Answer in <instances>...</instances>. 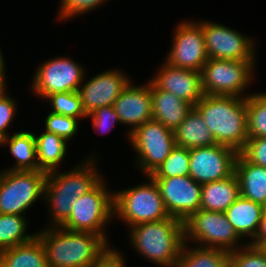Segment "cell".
<instances>
[{"label":"cell","instance_id":"14","mask_svg":"<svg viewBox=\"0 0 266 267\" xmlns=\"http://www.w3.org/2000/svg\"><path fill=\"white\" fill-rule=\"evenodd\" d=\"M237 155L233 148L220 144L189 149V176L201 185L230 177Z\"/></svg>","mask_w":266,"mask_h":267},{"label":"cell","instance_id":"30","mask_svg":"<svg viewBox=\"0 0 266 267\" xmlns=\"http://www.w3.org/2000/svg\"><path fill=\"white\" fill-rule=\"evenodd\" d=\"M44 101L50 103L52 113L70 116L79 121L87 118L78 91L53 93Z\"/></svg>","mask_w":266,"mask_h":267},{"label":"cell","instance_id":"29","mask_svg":"<svg viewBox=\"0 0 266 267\" xmlns=\"http://www.w3.org/2000/svg\"><path fill=\"white\" fill-rule=\"evenodd\" d=\"M246 104L248 137H266V92L254 91L246 97Z\"/></svg>","mask_w":266,"mask_h":267},{"label":"cell","instance_id":"11","mask_svg":"<svg viewBox=\"0 0 266 267\" xmlns=\"http://www.w3.org/2000/svg\"><path fill=\"white\" fill-rule=\"evenodd\" d=\"M82 65L66 55L42 61L35 68L28 91L43 101L53 93L78 91L87 73Z\"/></svg>","mask_w":266,"mask_h":267},{"label":"cell","instance_id":"3","mask_svg":"<svg viewBox=\"0 0 266 267\" xmlns=\"http://www.w3.org/2000/svg\"><path fill=\"white\" fill-rule=\"evenodd\" d=\"M194 108L203 117L216 144L233 148L238 153L248 140L246 98L204 95Z\"/></svg>","mask_w":266,"mask_h":267},{"label":"cell","instance_id":"23","mask_svg":"<svg viewBox=\"0 0 266 267\" xmlns=\"http://www.w3.org/2000/svg\"><path fill=\"white\" fill-rule=\"evenodd\" d=\"M33 132L31 130L15 131L0 142V146H6L11 157L14 158L13 166L10 165L3 170H38Z\"/></svg>","mask_w":266,"mask_h":267},{"label":"cell","instance_id":"20","mask_svg":"<svg viewBox=\"0 0 266 267\" xmlns=\"http://www.w3.org/2000/svg\"><path fill=\"white\" fill-rule=\"evenodd\" d=\"M264 212L265 207L240 196L224 213L237 234L250 243L258 232Z\"/></svg>","mask_w":266,"mask_h":267},{"label":"cell","instance_id":"33","mask_svg":"<svg viewBox=\"0 0 266 267\" xmlns=\"http://www.w3.org/2000/svg\"><path fill=\"white\" fill-rule=\"evenodd\" d=\"M80 122L78 119L55 114L49 111L44 121L46 132L56 134L64 138L69 144L73 137L77 135Z\"/></svg>","mask_w":266,"mask_h":267},{"label":"cell","instance_id":"4","mask_svg":"<svg viewBox=\"0 0 266 267\" xmlns=\"http://www.w3.org/2000/svg\"><path fill=\"white\" fill-rule=\"evenodd\" d=\"M129 244L147 262L173 267L184 244V222L175 217L128 228Z\"/></svg>","mask_w":266,"mask_h":267},{"label":"cell","instance_id":"19","mask_svg":"<svg viewBox=\"0 0 266 267\" xmlns=\"http://www.w3.org/2000/svg\"><path fill=\"white\" fill-rule=\"evenodd\" d=\"M151 96L152 119L159 121L173 131L185 120L193 108L173 93L159 89L152 81Z\"/></svg>","mask_w":266,"mask_h":267},{"label":"cell","instance_id":"16","mask_svg":"<svg viewBox=\"0 0 266 267\" xmlns=\"http://www.w3.org/2000/svg\"><path fill=\"white\" fill-rule=\"evenodd\" d=\"M123 71V72H122ZM119 68H111L86 80L79 87L82 108L86 115L97 108L111 106L132 80V77ZM86 81V82H85Z\"/></svg>","mask_w":266,"mask_h":267},{"label":"cell","instance_id":"34","mask_svg":"<svg viewBox=\"0 0 266 267\" xmlns=\"http://www.w3.org/2000/svg\"><path fill=\"white\" fill-rule=\"evenodd\" d=\"M230 267H266V253L247 243L230 252Z\"/></svg>","mask_w":266,"mask_h":267},{"label":"cell","instance_id":"6","mask_svg":"<svg viewBox=\"0 0 266 267\" xmlns=\"http://www.w3.org/2000/svg\"><path fill=\"white\" fill-rule=\"evenodd\" d=\"M108 183L103 178L91 191L79 197L61 227L71 231L91 232L112 244L106 229L114 220L113 190L109 189Z\"/></svg>","mask_w":266,"mask_h":267},{"label":"cell","instance_id":"8","mask_svg":"<svg viewBox=\"0 0 266 267\" xmlns=\"http://www.w3.org/2000/svg\"><path fill=\"white\" fill-rule=\"evenodd\" d=\"M46 176L42 170H0V214L27 216L43 200Z\"/></svg>","mask_w":266,"mask_h":267},{"label":"cell","instance_id":"7","mask_svg":"<svg viewBox=\"0 0 266 267\" xmlns=\"http://www.w3.org/2000/svg\"><path fill=\"white\" fill-rule=\"evenodd\" d=\"M257 61L208 59L201 70L204 95L246 98L252 91ZM251 83V84H250ZM248 90V91H247ZM247 91V93H246Z\"/></svg>","mask_w":266,"mask_h":267},{"label":"cell","instance_id":"27","mask_svg":"<svg viewBox=\"0 0 266 267\" xmlns=\"http://www.w3.org/2000/svg\"><path fill=\"white\" fill-rule=\"evenodd\" d=\"M184 242L181 254L173 267H230V253L212 247ZM195 245V246H194Z\"/></svg>","mask_w":266,"mask_h":267},{"label":"cell","instance_id":"37","mask_svg":"<svg viewBox=\"0 0 266 267\" xmlns=\"http://www.w3.org/2000/svg\"><path fill=\"white\" fill-rule=\"evenodd\" d=\"M239 153L248 162L266 168V137L248 138Z\"/></svg>","mask_w":266,"mask_h":267},{"label":"cell","instance_id":"39","mask_svg":"<svg viewBox=\"0 0 266 267\" xmlns=\"http://www.w3.org/2000/svg\"><path fill=\"white\" fill-rule=\"evenodd\" d=\"M265 243H266V212H264L262 215L257 234L249 244L255 247H262Z\"/></svg>","mask_w":266,"mask_h":267},{"label":"cell","instance_id":"31","mask_svg":"<svg viewBox=\"0 0 266 267\" xmlns=\"http://www.w3.org/2000/svg\"><path fill=\"white\" fill-rule=\"evenodd\" d=\"M189 166V149L176 145L165 161L150 176L168 178L189 175Z\"/></svg>","mask_w":266,"mask_h":267},{"label":"cell","instance_id":"42","mask_svg":"<svg viewBox=\"0 0 266 267\" xmlns=\"http://www.w3.org/2000/svg\"><path fill=\"white\" fill-rule=\"evenodd\" d=\"M263 250H264V252L266 253V243L261 247Z\"/></svg>","mask_w":266,"mask_h":267},{"label":"cell","instance_id":"9","mask_svg":"<svg viewBox=\"0 0 266 267\" xmlns=\"http://www.w3.org/2000/svg\"><path fill=\"white\" fill-rule=\"evenodd\" d=\"M184 241L229 253L246 245L227 220L225 213L203 209L192 213L184 221Z\"/></svg>","mask_w":266,"mask_h":267},{"label":"cell","instance_id":"36","mask_svg":"<svg viewBox=\"0 0 266 267\" xmlns=\"http://www.w3.org/2000/svg\"><path fill=\"white\" fill-rule=\"evenodd\" d=\"M10 95L7 92L5 95L0 96V142L11 134L9 128L12 124L14 125L13 121L17 115V104L19 102Z\"/></svg>","mask_w":266,"mask_h":267},{"label":"cell","instance_id":"13","mask_svg":"<svg viewBox=\"0 0 266 267\" xmlns=\"http://www.w3.org/2000/svg\"><path fill=\"white\" fill-rule=\"evenodd\" d=\"M172 45L164 59L169 65L191 70H202L208 55L202 29V19H185L173 29Z\"/></svg>","mask_w":266,"mask_h":267},{"label":"cell","instance_id":"18","mask_svg":"<svg viewBox=\"0 0 266 267\" xmlns=\"http://www.w3.org/2000/svg\"><path fill=\"white\" fill-rule=\"evenodd\" d=\"M157 68L149 79L159 89L173 93L193 108L204 96L200 71L174 67L165 61Z\"/></svg>","mask_w":266,"mask_h":267},{"label":"cell","instance_id":"24","mask_svg":"<svg viewBox=\"0 0 266 267\" xmlns=\"http://www.w3.org/2000/svg\"><path fill=\"white\" fill-rule=\"evenodd\" d=\"M34 137L38 170L45 172L59 170L67 157L68 142L45 130L38 134L34 132Z\"/></svg>","mask_w":266,"mask_h":267},{"label":"cell","instance_id":"41","mask_svg":"<svg viewBox=\"0 0 266 267\" xmlns=\"http://www.w3.org/2000/svg\"><path fill=\"white\" fill-rule=\"evenodd\" d=\"M3 56H4V54H3L1 47H0V66H6V61H5V58Z\"/></svg>","mask_w":266,"mask_h":267},{"label":"cell","instance_id":"40","mask_svg":"<svg viewBox=\"0 0 266 267\" xmlns=\"http://www.w3.org/2000/svg\"><path fill=\"white\" fill-rule=\"evenodd\" d=\"M6 66H0V96L5 95L8 91V80H7Z\"/></svg>","mask_w":266,"mask_h":267},{"label":"cell","instance_id":"32","mask_svg":"<svg viewBox=\"0 0 266 267\" xmlns=\"http://www.w3.org/2000/svg\"><path fill=\"white\" fill-rule=\"evenodd\" d=\"M109 1V0H108ZM107 0H60L58 3L57 21L67 22L78 16L90 13L93 10L99 9Z\"/></svg>","mask_w":266,"mask_h":267},{"label":"cell","instance_id":"28","mask_svg":"<svg viewBox=\"0 0 266 267\" xmlns=\"http://www.w3.org/2000/svg\"><path fill=\"white\" fill-rule=\"evenodd\" d=\"M29 223L22 215L0 214V252L30 241L36 232L28 233Z\"/></svg>","mask_w":266,"mask_h":267},{"label":"cell","instance_id":"15","mask_svg":"<svg viewBox=\"0 0 266 267\" xmlns=\"http://www.w3.org/2000/svg\"><path fill=\"white\" fill-rule=\"evenodd\" d=\"M153 179L159 187L169 216L184 222L200 209L202 185L189 175Z\"/></svg>","mask_w":266,"mask_h":267},{"label":"cell","instance_id":"2","mask_svg":"<svg viewBox=\"0 0 266 267\" xmlns=\"http://www.w3.org/2000/svg\"><path fill=\"white\" fill-rule=\"evenodd\" d=\"M48 267H90L109 243L100 235L59 227H43L36 232Z\"/></svg>","mask_w":266,"mask_h":267},{"label":"cell","instance_id":"1","mask_svg":"<svg viewBox=\"0 0 266 267\" xmlns=\"http://www.w3.org/2000/svg\"><path fill=\"white\" fill-rule=\"evenodd\" d=\"M94 153L86 155L84 161H79L68 171L60 169L47 172L43 197L49 216L46 227L61 226L69 218L76 200L104 178Z\"/></svg>","mask_w":266,"mask_h":267},{"label":"cell","instance_id":"5","mask_svg":"<svg viewBox=\"0 0 266 267\" xmlns=\"http://www.w3.org/2000/svg\"><path fill=\"white\" fill-rule=\"evenodd\" d=\"M145 179L134 187L113 191L114 218L123 221L127 229L170 217L155 180L150 175Z\"/></svg>","mask_w":266,"mask_h":267},{"label":"cell","instance_id":"35","mask_svg":"<svg viewBox=\"0 0 266 267\" xmlns=\"http://www.w3.org/2000/svg\"><path fill=\"white\" fill-rule=\"evenodd\" d=\"M92 120V128L95 133L106 134L113 130L118 123L121 124L119 116L114 110L113 105L103 106L95 109L87 115V119Z\"/></svg>","mask_w":266,"mask_h":267},{"label":"cell","instance_id":"38","mask_svg":"<svg viewBox=\"0 0 266 267\" xmlns=\"http://www.w3.org/2000/svg\"><path fill=\"white\" fill-rule=\"evenodd\" d=\"M109 244L90 267H127L124 252Z\"/></svg>","mask_w":266,"mask_h":267},{"label":"cell","instance_id":"21","mask_svg":"<svg viewBox=\"0 0 266 267\" xmlns=\"http://www.w3.org/2000/svg\"><path fill=\"white\" fill-rule=\"evenodd\" d=\"M240 196V184L234 172L225 179L202 184L200 209L224 213Z\"/></svg>","mask_w":266,"mask_h":267},{"label":"cell","instance_id":"26","mask_svg":"<svg viewBox=\"0 0 266 267\" xmlns=\"http://www.w3.org/2000/svg\"><path fill=\"white\" fill-rule=\"evenodd\" d=\"M0 267H48L40 239L35 235L26 243L2 250Z\"/></svg>","mask_w":266,"mask_h":267},{"label":"cell","instance_id":"22","mask_svg":"<svg viewBox=\"0 0 266 267\" xmlns=\"http://www.w3.org/2000/svg\"><path fill=\"white\" fill-rule=\"evenodd\" d=\"M240 195L266 207V168L248 162L240 153L235 161Z\"/></svg>","mask_w":266,"mask_h":267},{"label":"cell","instance_id":"10","mask_svg":"<svg viewBox=\"0 0 266 267\" xmlns=\"http://www.w3.org/2000/svg\"><path fill=\"white\" fill-rule=\"evenodd\" d=\"M129 144L136 154L134 164L145 176L151 175L176 146L174 131L153 119L130 134Z\"/></svg>","mask_w":266,"mask_h":267},{"label":"cell","instance_id":"12","mask_svg":"<svg viewBox=\"0 0 266 267\" xmlns=\"http://www.w3.org/2000/svg\"><path fill=\"white\" fill-rule=\"evenodd\" d=\"M209 59L257 61L256 40L221 23L202 19Z\"/></svg>","mask_w":266,"mask_h":267},{"label":"cell","instance_id":"25","mask_svg":"<svg viewBox=\"0 0 266 267\" xmlns=\"http://www.w3.org/2000/svg\"><path fill=\"white\" fill-rule=\"evenodd\" d=\"M174 136L176 145L186 149L216 145L203 117L195 108H192L185 120L175 129Z\"/></svg>","mask_w":266,"mask_h":267},{"label":"cell","instance_id":"17","mask_svg":"<svg viewBox=\"0 0 266 267\" xmlns=\"http://www.w3.org/2000/svg\"><path fill=\"white\" fill-rule=\"evenodd\" d=\"M132 79L113 103L121 124L129 126L125 137L152 119L151 80L136 85Z\"/></svg>","mask_w":266,"mask_h":267}]
</instances>
